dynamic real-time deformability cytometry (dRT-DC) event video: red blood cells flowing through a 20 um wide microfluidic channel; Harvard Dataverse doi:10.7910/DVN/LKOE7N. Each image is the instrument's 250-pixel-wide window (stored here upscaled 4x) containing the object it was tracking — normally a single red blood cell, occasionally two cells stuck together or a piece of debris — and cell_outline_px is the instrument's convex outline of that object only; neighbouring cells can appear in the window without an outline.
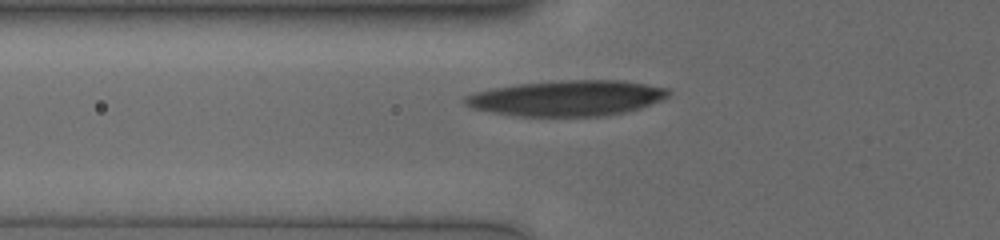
{"species": "human", "species_latin": "Homo sapiens", "temperature_condition": "cold", "stored_images_in_passage": 42, "camera_frame_rate_fps": 3000, "um_per_image_px": 0.085, "donor": {"sex": "male"}, "frame": {"image": 1, "passage_image": 9, "time_ms": 2.667, "image_size_px": [1000, 240], "cell_outline_px": [[668, 92], [664, 96], [648, 104], [624, 112], [600, 116], [520, 116], [472, 108], [464, 104], [464, 96], [476, 92], [492, 88], [516, 84], [560, 80], [620, 80], [644, 84], [664, 88]], "centroid_in_image_um": [48.08, 8.33], "position_along_channel_um": 77.7, "area_um2": 41.33}}
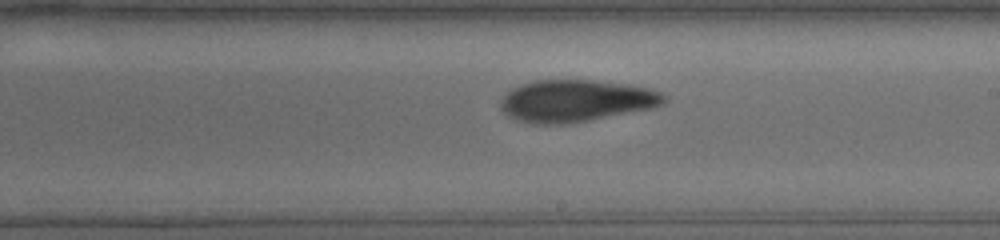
{"frame": {"image": 2, "passage_image": 22, "time_ms": 7.0, "image_size_px": [1000, 240], "cell_outline_px": [[668, 100], [652, 108], [588, 120], [564, 124], [536, 124], [520, 120], [504, 112], [500, 108], [500, 100], [512, 88], [536, 80], [592, 80], [628, 84], [652, 88], [668, 96]], "centroid_in_image_um": [49.0, 8.55], "position_along_channel_um": 240.0, "area_um2": 39.71}}
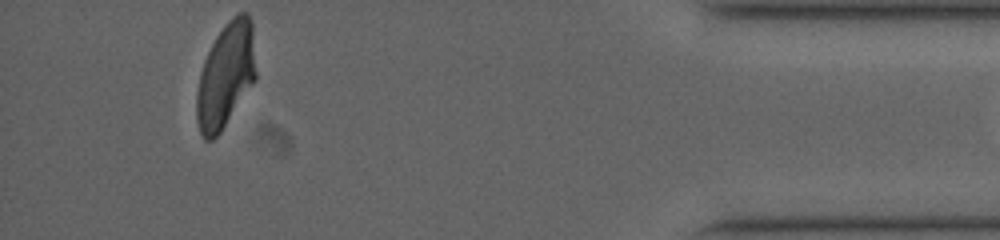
{"frame": {"image": 3, "passage_image": 40, "time_ms": 13.0, "image_size_px": [1000, 240], "cell_outline_px": [[256, 76], [220, 132], [212, 140], [204, 140], [200, 132], [196, 120], [196, 92], [200, 72], [204, 60], [216, 36], [224, 24], [236, 12], [248, 12], [252, 20], [256, 72]], "centroid_in_image_um": [19.17, 6.35], "position_along_channel_um": 416.0, "area_um2": 36.01}}